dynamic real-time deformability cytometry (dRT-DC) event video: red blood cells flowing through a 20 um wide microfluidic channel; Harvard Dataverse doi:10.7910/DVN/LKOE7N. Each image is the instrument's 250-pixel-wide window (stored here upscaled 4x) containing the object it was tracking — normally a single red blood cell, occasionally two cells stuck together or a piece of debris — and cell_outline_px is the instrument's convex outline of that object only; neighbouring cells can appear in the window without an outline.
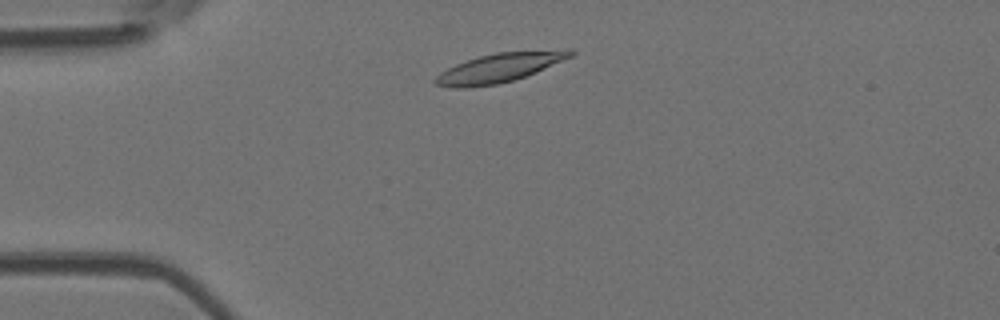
{"species": "Egyptian fruit bat (a non-hibernating species)", "species_latin": "Rousettus aegyptiacus", "temperature_condition": "room temperature", "stored_images_in_passage": 42, "camera_frame_rate_fps": 3000, "um_per_image_px": 0.085, "animal": {"sex": "female"}, "frame": {"image": 1, "passage_image": 2, "time_ms": 0.333, "image_size_px": [1000, 320], "cell_outline_px": [[576, 52], [572, 56], [536, 72], [512, 80], [496, 84], [468, 88], [448, 88], [436, 84], [432, 80], [440, 72], [456, 64], [480, 56], [496, 52], [568, 48], [572, 48]], "centroid_in_image_um": [42.48, 5.74], "position_along_channel_um": 42.5, "area_um2": 23.06}}
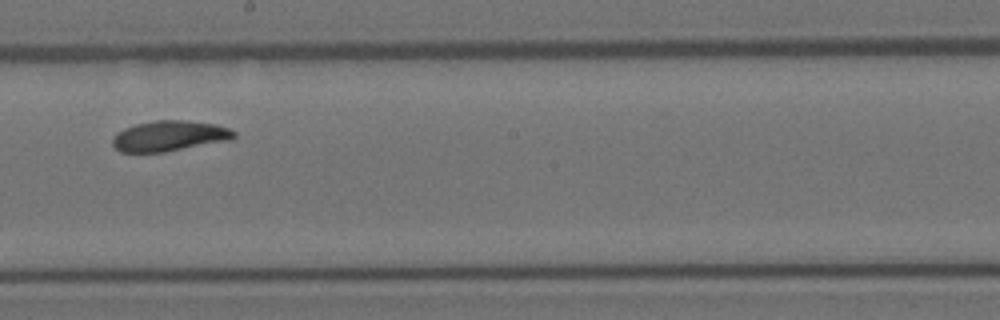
{"frame": {"image": 2, "passage_image": 19, "time_ms": 6.0, "image_size_px": [1000, 320], "cell_outline_px": [[236, 136], [228, 140], [164, 152], [120, 152], [112, 144], [112, 140], [124, 128], [136, 124], [156, 120], [184, 120], [216, 124], [228, 128], [236, 132]], "centroid_in_image_um": [14.41, 11.55], "position_along_channel_um": 233.8, "area_um2": 21.27}}
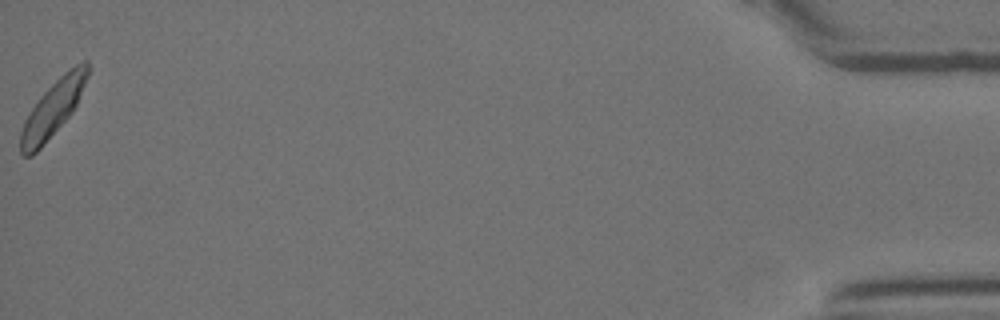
{"frame": {"image": 3, "passage_image": 42, "time_ms": 13.667, "image_size_px": [1000, 320], "cell_outline_px": [[88, 76], [76, 104], [72, 112], [40, 148], [32, 156], [24, 156], [20, 152], [20, 132], [24, 120], [28, 112], [40, 96], [64, 72], [76, 64], [84, 60], [88, 60]], "centroid_in_image_um": [4.47, 9.23], "position_along_channel_um": 430.7, "area_um2": 21.44}, "authors_computed_cell_mechanics": {"area_um2": 21.4149, "velocity_mm_per_s": 3.838, "shape_relaxation_time_tau1_ms": 4.6042, "shape_relaxation_time_tau2_ms": 4.0279, "deformation_change_tau1": 0.1269, "deformation_change_tau2": 0.0955}}